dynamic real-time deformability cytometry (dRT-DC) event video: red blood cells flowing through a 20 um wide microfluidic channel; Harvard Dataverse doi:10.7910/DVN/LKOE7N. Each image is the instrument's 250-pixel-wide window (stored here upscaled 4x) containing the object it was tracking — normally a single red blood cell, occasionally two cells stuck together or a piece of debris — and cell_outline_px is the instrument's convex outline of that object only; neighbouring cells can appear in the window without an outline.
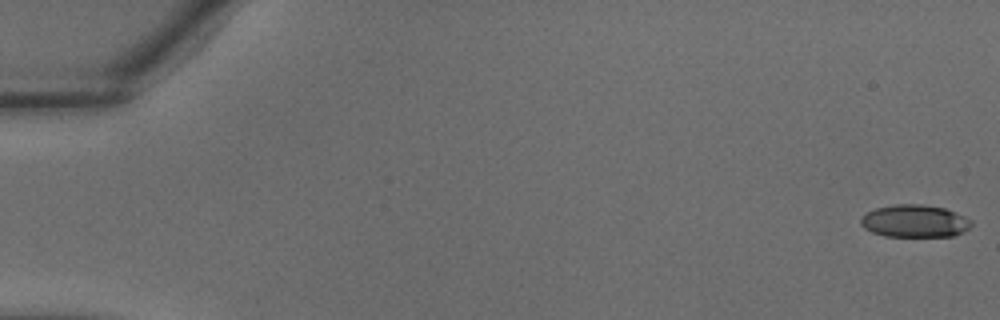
{"species": "common noctule bat (a hibernating species)", "species_latin": "Nyctalus noctula", "temperature_condition": "warm", "stored_images_in_passage": 37, "camera_frame_rate_fps": 3000, "um_per_image_px": 0.085, "animal": {"sex": "male", "body_mass_g": 18.8}, "frame": {"image": 1, "passage_image": 1, "time_ms": 0.0, "image_size_px": [1000, 320], "cell_outline_px": [[972, 224], [964, 232], [952, 236], [884, 236], [872, 232], [864, 228], [860, 224], [860, 220], [868, 212], [876, 208], [896, 204], [920, 204], [944, 208], [956, 212], [972, 220]], "centroid_in_image_um": [77.76, 18.79], "position_along_channel_um": 7.2, "area_um2": 20.87}}
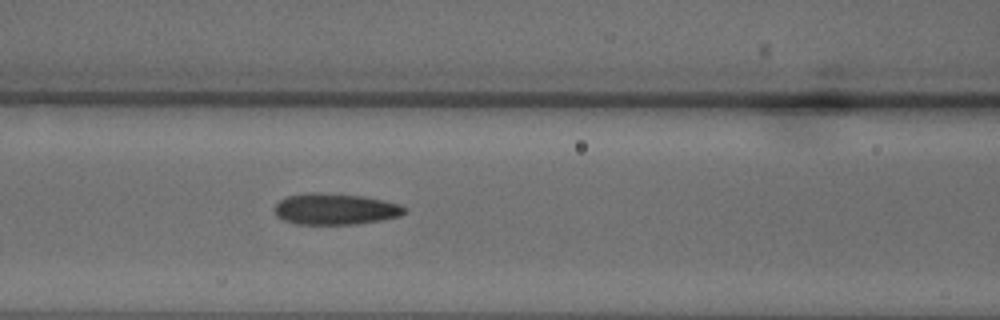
{"frame": {"image": 2, "passage_image": 17, "time_ms": 5.333, "image_size_px": [1000, 320], "cell_outline_px": [[404, 212], [400, 216], [380, 220], [356, 224], [296, 224], [284, 220], [276, 216], [276, 204], [280, 200], [288, 196], [308, 192], [316, 192], [360, 196], [384, 200], [400, 204], [404, 208]], "centroid_in_image_um": [28.48, 17.77], "position_along_channel_um": 138.1, "area_um2": 23.41}}
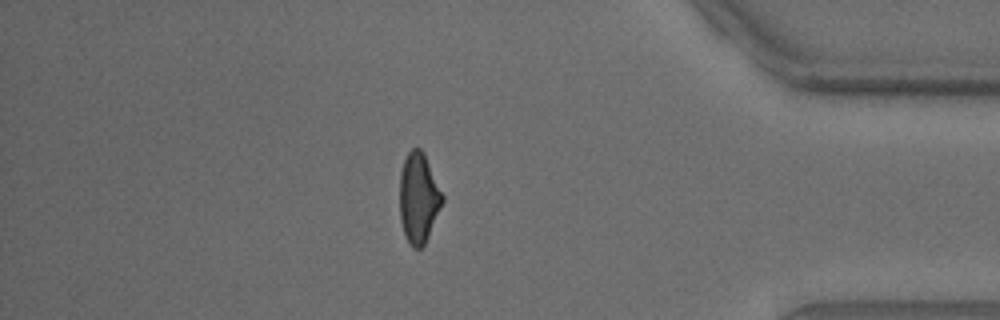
{"frame": {"image": 3, "passage_image": 33, "time_ms": 10.667, "image_size_px": [1000, 320], "cell_outline_px": [[444, 200], [428, 236], [424, 244], [420, 248], [412, 248], [404, 232], [400, 220], [400, 172], [404, 160], [408, 152], [412, 148], [420, 148], [424, 152], [444, 196]], "centroid_in_image_um": [35.58, 16.8], "position_along_channel_um": 399.6, "area_um2": 22.31}}